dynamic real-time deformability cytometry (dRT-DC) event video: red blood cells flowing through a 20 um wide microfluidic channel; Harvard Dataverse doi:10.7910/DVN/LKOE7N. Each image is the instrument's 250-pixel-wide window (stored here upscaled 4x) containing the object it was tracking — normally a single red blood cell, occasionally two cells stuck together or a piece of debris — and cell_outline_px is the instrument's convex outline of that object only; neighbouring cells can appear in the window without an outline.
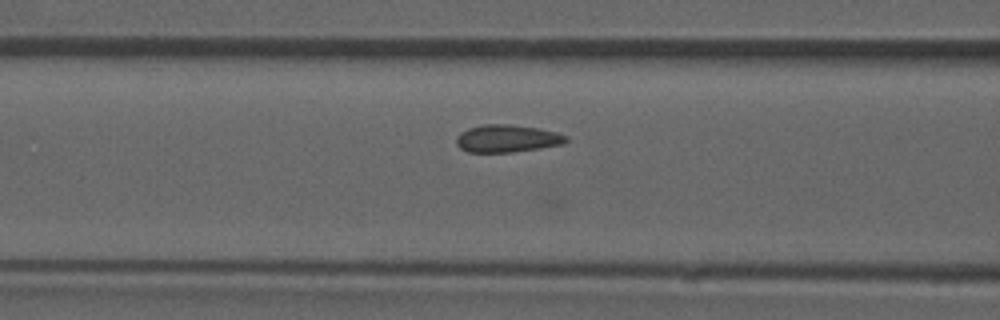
{"species": "common noctule bat (a hibernating species)", "species_latin": "Nyctalus noctula", "temperature_condition": "room temperature", "stored_images_in_passage": 12, "camera_frame_rate_fps": 3000, "um_per_image_px": 0.085, "animal": {"sex": "male", "forearm_length_mm": 52.5}, "frame": {"image": 1, "passage_image": 10, "time_ms": 3.0, "image_size_px": [1000, 320], "cell_outline_px": [[568, 140], [564, 144], [540, 148], [512, 152], [468, 152], [460, 148], [456, 144], [456, 136], [460, 132], [468, 128], [484, 124], [508, 124], [536, 128], [556, 132], [568, 136]], "centroid_in_image_um": [43.09, 11.77], "position_along_channel_um": 123.5, "area_um2": 17.63}}